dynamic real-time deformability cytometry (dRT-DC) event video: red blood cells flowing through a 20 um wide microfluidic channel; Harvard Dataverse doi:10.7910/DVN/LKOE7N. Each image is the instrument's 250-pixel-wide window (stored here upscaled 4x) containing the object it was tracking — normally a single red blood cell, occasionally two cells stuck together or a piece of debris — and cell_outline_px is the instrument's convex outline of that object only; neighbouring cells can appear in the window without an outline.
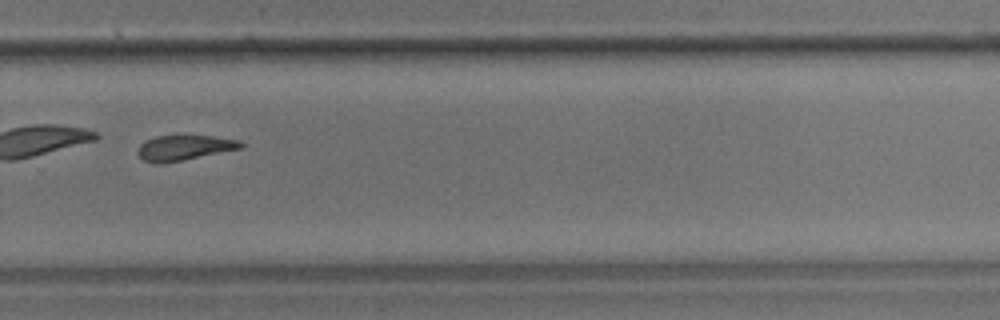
{"species": "common noctule bat (a hibernating species)", "species_latin": "Nyctalus noctula", "temperature_condition": "room temperature", "stored_images_in_passage": 52, "camera_frame_rate_fps": 3000, "um_per_image_px": 0.085, "animal": {"sex": "male", "body_mass_g": 17.9}, "frame": {"image": 1, "passage_image": 37, "time_ms": 12.0, "image_size_px": [1000, 320], "cell_outline_px": [[244, 148], [184, 160], [144, 160], [136, 152], [140, 144], [144, 140], [156, 136], [212, 136], [240, 140], [244, 144]], "centroid_in_image_um": [15.75, 12.51], "position_along_channel_um": 314.0, "area_um2": 14.62}, "authors_computed_cell_mechanics": {"area_um2": 21.7039, "velocity_mm_per_s": 3.8697, "shape_relaxation_time_tau1_ms": 9.0264, "shape_relaxation_time_tau2_ms": 3.6575, "deformation_change_tau1": 0.1792, "deformation_change_tau2": 0.1126}}